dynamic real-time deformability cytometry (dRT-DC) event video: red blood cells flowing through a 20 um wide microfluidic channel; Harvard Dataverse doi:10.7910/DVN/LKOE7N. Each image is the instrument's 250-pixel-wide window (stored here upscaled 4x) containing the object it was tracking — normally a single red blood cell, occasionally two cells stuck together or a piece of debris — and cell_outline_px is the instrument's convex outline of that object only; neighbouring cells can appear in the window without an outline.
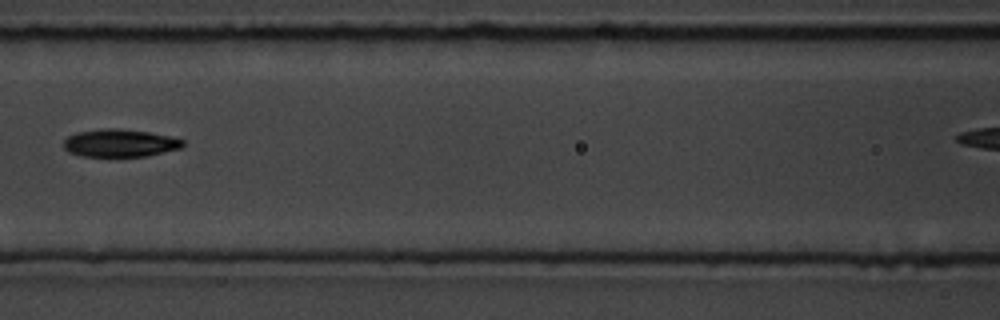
{"species": "common noctule bat (a hibernating species)", "species_latin": "Nyctalus noctula", "temperature_condition": "room temperature", "stored_images_in_passage": 8, "camera_frame_rate_fps": 3000, "um_per_image_px": 0.085, "animal": {"sex": "male", "body_mass_g": 19.5, "forearm_length_mm": 54.6}, "frame": {"image": 1, "passage_image": 4, "time_ms": 3.333, "image_size_px": [1000, 320], "cell_outline_px": [[184, 144], [180, 148], [148, 156], [84, 156], [68, 152], [64, 148], [64, 140], [68, 136], [76, 132], [104, 128], [116, 128], [148, 132], [168, 136], [184, 140]], "centroid_in_image_um": [10.17, 12.16], "position_along_channel_um": 156.4, "area_um2": 19.13}}
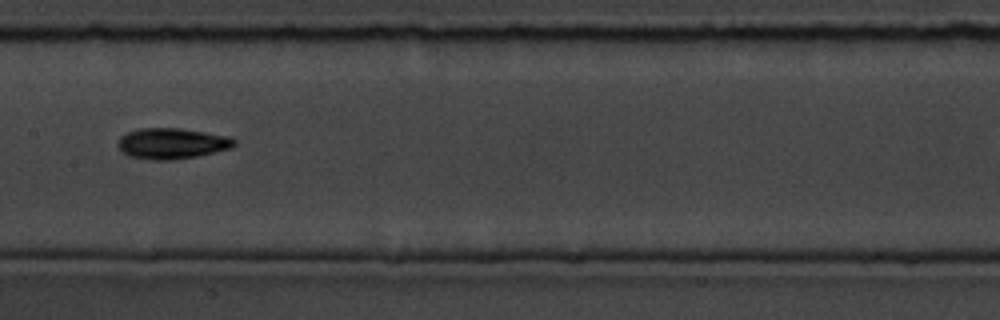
{"frame": {"image": 2, "passage_image": 5, "time_ms": 4.333, "image_size_px": [1000, 320], "cell_outline_px": [[236, 144], [232, 148], [196, 156], [172, 160], [152, 160], [128, 156], [116, 144], [120, 136], [128, 132], [140, 128], [180, 128], [228, 136], [236, 140]], "centroid_in_image_um": [14.6, 12.19], "position_along_channel_um": 192.8, "area_um2": 20.87}}
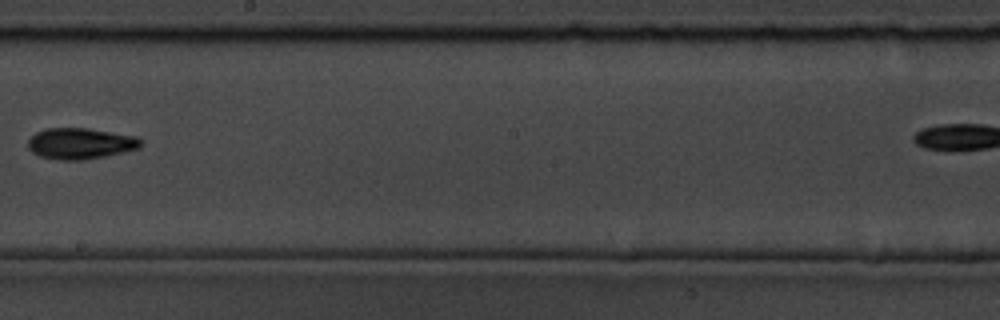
{"frame": {"image": 3, "passage_image": 6, "time_ms": 5.667, "image_size_px": [1000, 320], "cell_outline_px": [[140, 148], [104, 156], [84, 160], [56, 160], [40, 156], [32, 152], [28, 148], [28, 140], [36, 132], [44, 128], [88, 128], [136, 136], [140, 140]], "centroid_in_image_um": [6.79, 12.2], "position_along_channel_um": 241.4, "area_um2": 20.4}}